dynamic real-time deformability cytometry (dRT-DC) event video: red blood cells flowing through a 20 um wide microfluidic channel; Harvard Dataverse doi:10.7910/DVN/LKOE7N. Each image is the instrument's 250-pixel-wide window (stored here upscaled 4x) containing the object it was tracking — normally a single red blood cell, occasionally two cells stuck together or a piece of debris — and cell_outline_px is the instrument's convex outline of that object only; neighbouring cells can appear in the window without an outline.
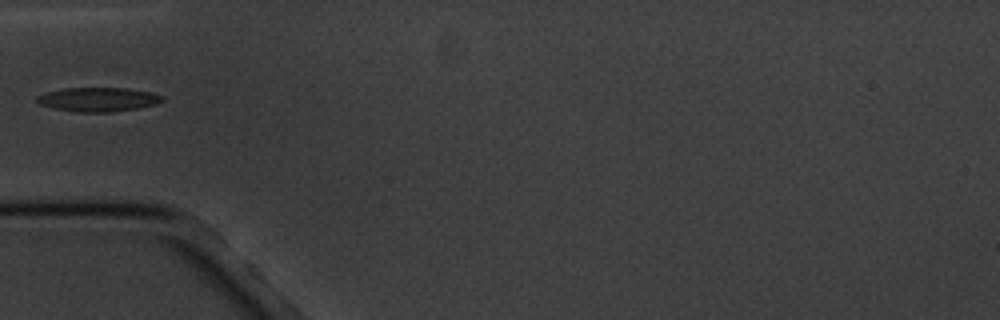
{"species": "common noctule bat (a hibernating species)", "species_latin": "Nyctalus noctula", "temperature_condition": "cold", "stored_images_in_passage": 5, "camera_frame_rate_fps": 3000, "um_per_image_px": 0.085, "animal": {"sex": "male", "body_mass_g": 20.1, "forearm_length_mm": 53.5}, "frame": {"image": 1, "passage_image": 5, "time_ms": 4.333, "image_size_px": [1000, 320], "cell_outline_px": [[164, 100], [156, 104], [140, 108], [112, 112], [76, 112], [52, 108], [40, 104], [36, 100], [36, 96], [48, 92], [64, 88], [124, 88], [148, 92], [164, 96]], "centroid_in_image_um": [8.34, 8.46], "position_along_channel_um": 76.7, "area_um2": 17.57}}